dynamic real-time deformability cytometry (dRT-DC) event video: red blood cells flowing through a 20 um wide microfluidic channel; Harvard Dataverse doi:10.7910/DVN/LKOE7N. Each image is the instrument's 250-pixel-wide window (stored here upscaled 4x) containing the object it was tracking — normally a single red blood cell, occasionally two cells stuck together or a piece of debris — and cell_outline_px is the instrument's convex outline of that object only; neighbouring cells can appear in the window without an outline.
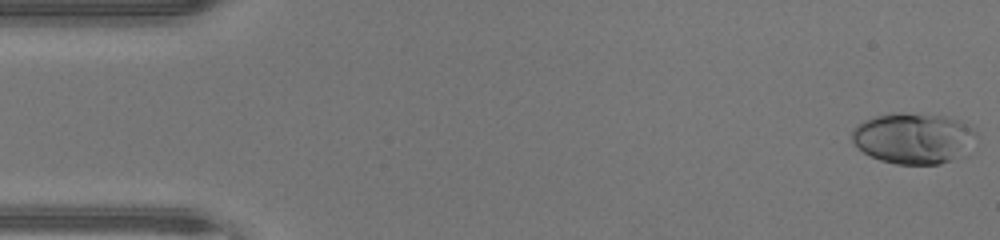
{"species": "human", "species_latin": "Homo sapiens", "temperature_condition": "warm", "stored_images_in_passage": 47, "camera_frame_rate_fps": 3000, "um_per_image_px": 0.085, "donor": {"sex": "male"}, "frame": {"image": 1, "passage_image": 1, "time_ms": 0.0, "image_size_px": [1000, 240], "cell_outline_px": [[976, 136], [956, 156], [940, 164], [896, 164], [880, 160], [864, 152], [852, 140], [852, 132], [856, 124], [872, 116], [892, 112], [900, 112], [944, 116], [960, 120], [976, 132]], "centroid_in_image_um": [77.54, 11.71], "position_along_channel_um": 7.5, "area_um2": 36.18}}
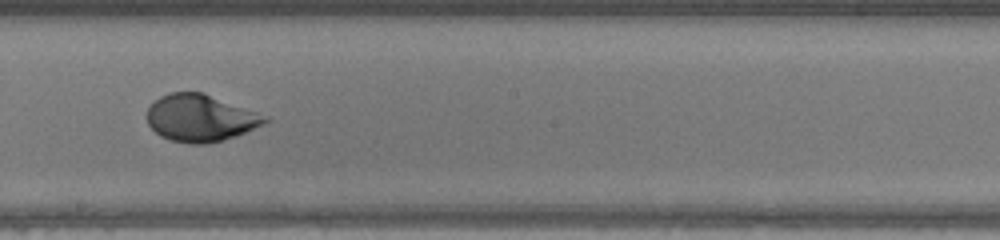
{"frame": {"image": 2, "passage_image": 26, "time_ms": 8.333, "image_size_px": [1000, 240], "cell_outline_px": [[272, 120], [264, 124], [236, 136], [208, 144], [192, 144], [172, 140], [160, 136], [148, 124], [148, 108], [160, 96], [168, 92], [204, 92], [268, 116]], "centroid_in_image_um": [17.07, 10.02], "position_along_channel_um": 231.1, "area_um2": 32.37}}
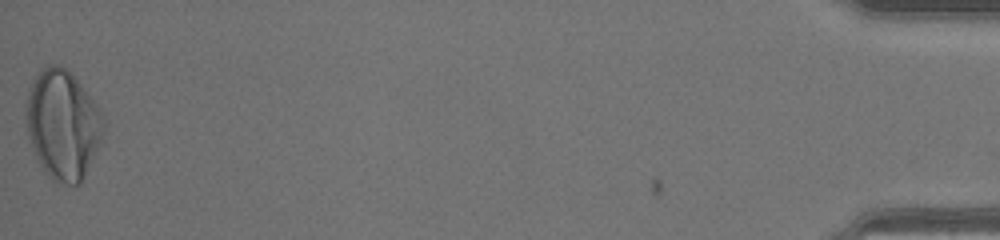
{"frame": {"image": 3, "passage_image": 47, "time_ms": 15.333, "image_size_px": [1000, 240], "cell_outline_px": [[104, 140], [80, 184], [56, 184], [44, 172], [36, 160], [28, 136], [24, 112], [28, 88], [32, 80], [44, 68], [52, 64], [56, 64], [64, 68], [80, 84], [100, 108], [104, 116]], "centroid_in_image_um": [5.34, 10.65], "position_along_channel_um": 429.9, "area_um2": 50.05}, "authors_computed_cell_mechanics": {"area_um2": 34.0442, "velocity_mm_per_s": 4.393, "shape_relaxation_time_tau1_ms": 2.7543, "shape_relaxation_time_tau2_ms": null, "deformation_change_tau1": 0.1906, "deformation_change_tau2": null}}